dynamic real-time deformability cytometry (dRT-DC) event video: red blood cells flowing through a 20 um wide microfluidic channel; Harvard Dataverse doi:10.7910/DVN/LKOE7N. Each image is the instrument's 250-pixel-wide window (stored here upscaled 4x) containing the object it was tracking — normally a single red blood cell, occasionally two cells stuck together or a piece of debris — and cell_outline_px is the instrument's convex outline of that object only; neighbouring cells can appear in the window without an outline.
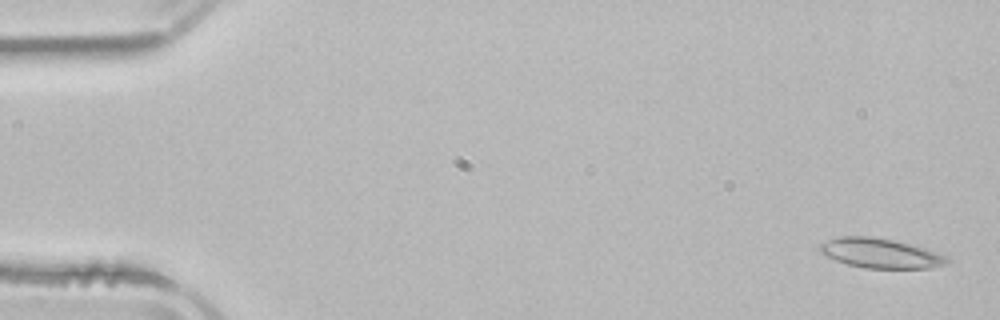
{"species": "common noctule bat (a hibernating species)", "species_latin": "Nyctalus noctula", "temperature_condition": "room temperature", "stored_images_in_passage": 5, "camera_frame_rate_fps": 3000, "um_per_image_px": 0.085, "animal": {"sex": "male", "body_mass_g": 21.5, "forearm_length_mm": 52.0}, "frame": {"image": 1, "passage_image": 1, "time_ms": 0.0, "image_size_px": [1000, 320], "cell_outline_px": [[952, 260], [944, 264], [932, 268], [864, 268], [848, 264], [836, 260], [820, 252], [820, 244], [828, 240], [840, 236], [868, 236], [892, 240], [924, 248], [948, 256]], "centroid_in_image_um": [74.86, 21.53], "position_along_channel_um": 10.1, "area_um2": 21.73}}
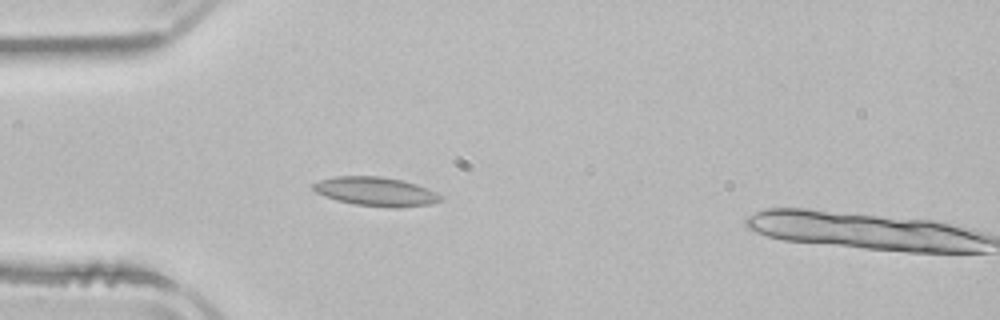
{"frame": {"image": 2, "passage_image": 4, "time_ms": 4.333, "image_size_px": [1000, 320], "cell_outline_px": [[444, 200], [428, 204], [396, 208], [388, 208], [352, 204], [324, 196], [316, 192], [312, 188], [312, 184], [320, 180], [336, 176], [380, 176], [404, 180], [428, 188], [444, 196]], "centroid_in_image_um": [31.98, 16.28], "position_along_channel_um": 53.0, "area_um2": 21.73}}